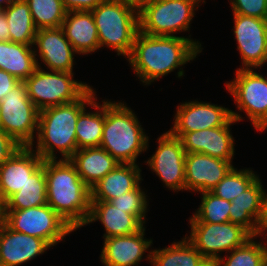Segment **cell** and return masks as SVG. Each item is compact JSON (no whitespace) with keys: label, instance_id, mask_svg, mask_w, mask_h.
<instances>
[{"label":"cell","instance_id":"cell-1","mask_svg":"<svg viewBox=\"0 0 267 266\" xmlns=\"http://www.w3.org/2000/svg\"><path fill=\"white\" fill-rule=\"evenodd\" d=\"M201 46L191 37L153 36L138 31L127 60L137 78L149 86L176 69L178 78L185 76L182 66L195 60L202 52Z\"/></svg>","mask_w":267,"mask_h":266},{"label":"cell","instance_id":"cell-2","mask_svg":"<svg viewBox=\"0 0 267 266\" xmlns=\"http://www.w3.org/2000/svg\"><path fill=\"white\" fill-rule=\"evenodd\" d=\"M47 204L75 231L90 213L91 189L69 159L44 160Z\"/></svg>","mask_w":267,"mask_h":266},{"label":"cell","instance_id":"cell-3","mask_svg":"<svg viewBox=\"0 0 267 266\" xmlns=\"http://www.w3.org/2000/svg\"><path fill=\"white\" fill-rule=\"evenodd\" d=\"M91 88L79 99L72 103L52 106L39 111L37 142L34 151L43 160H55V151L69 159L77 151L75 126L79 114L90 106L96 98L95 90Z\"/></svg>","mask_w":267,"mask_h":266},{"label":"cell","instance_id":"cell-4","mask_svg":"<svg viewBox=\"0 0 267 266\" xmlns=\"http://www.w3.org/2000/svg\"><path fill=\"white\" fill-rule=\"evenodd\" d=\"M125 102L105 100V122L100 147L120 163L137 164L147 151V136L135 112Z\"/></svg>","mask_w":267,"mask_h":266},{"label":"cell","instance_id":"cell-5","mask_svg":"<svg viewBox=\"0 0 267 266\" xmlns=\"http://www.w3.org/2000/svg\"><path fill=\"white\" fill-rule=\"evenodd\" d=\"M100 48H111L128 58L139 31V12L118 0H106L91 10Z\"/></svg>","mask_w":267,"mask_h":266},{"label":"cell","instance_id":"cell-6","mask_svg":"<svg viewBox=\"0 0 267 266\" xmlns=\"http://www.w3.org/2000/svg\"><path fill=\"white\" fill-rule=\"evenodd\" d=\"M74 72L45 71L41 64L23 82L29 99L41 111L79 100L91 87L74 80Z\"/></svg>","mask_w":267,"mask_h":266},{"label":"cell","instance_id":"cell-7","mask_svg":"<svg viewBox=\"0 0 267 266\" xmlns=\"http://www.w3.org/2000/svg\"><path fill=\"white\" fill-rule=\"evenodd\" d=\"M202 1L205 3V0H152L139 11V31L153 36L189 32Z\"/></svg>","mask_w":267,"mask_h":266},{"label":"cell","instance_id":"cell-8","mask_svg":"<svg viewBox=\"0 0 267 266\" xmlns=\"http://www.w3.org/2000/svg\"><path fill=\"white\" fill-rule=\"evenodd\" d=\"M39 110L20 81L0 101V129L20 146H31L38 131Z\"/></svg>","mask_w":267,"mask_h":266},{"label":"cell","instance_id":"cell-9","mask_svg":"<svg viewBox=\"0 0 267 266\" xmlns=\"http://www.w3.org/2000/svg\"><path fill=\"white\" fill-rule=\"evenodd\" d=\"M3 222L11 230L45 240L51 247L75 231L48 204L23 210H5Z\"/></svg>","mask_w":267,"mask_h":266},{"label":"cell","instance_id":"cell-10","mask_svg":"<svg viewBox=\"0 0 267 266\" xmlns=\"http://www.w3.org/2000/svg\"><path fill=\"white\" fill-rule=\"evenodd\" d=\"M190 226L186 239L211 265L222 257V252L229 254L252 237L241 225L231 222H190Z\"/></svg>","mask_w":267,"mask_h":266},{"label":"cell","instance_id":"cell-11","mask_svg":"<svg viewBox=\"0 0 267 266\" xmlns=\"http://www.w3.org/2000/svg\"><path fill=\"white\" fill-rule=\"evenodd\" d=\"M239 112H245L254 129H267V77L254 69L236 70V77L225 83Z\"/></svg>","mask_w":267,"mask_h":266},{"label":"cell","instance_id":"cell-12","mask_svg":"<svg viewBox=\"0 0 267 266\" xmlns=\"http://www.w3.org/2000/svg\"><path fill=\"white\" fill-rule=\"evenodd\" d=\"M232 119L243 120L238 112L218 104L203 101H188L177 106L173 127L168 130L173 136L180 138L184 133L226 126Z\"/></svg>","mask_w":267,"mask_h":266},{"label":"cell","instance_id":"cell-13","mask_svg":"<svg viewBox=\"0 0 267 266\" xmlns=\"http://www.w3.org/2000/svg\"><path fill=\"white\" fill-rule=\"evenodd\" d=\"M153 155L144 161L169 190L185 191L186 152L180 138L169 131L157 138Z\"/></svg>","mask_w":267,"mask_h":266},{"label":"cell","instance_id":"cell-14","mask_svg":"<svg viewBox=\"0 0 267 266\" xmlns=\"http://www.w3.org/2000/svg\"><path fill=\"white\" fill-rule=\"evenodd\" d=\"M240 69H258L267 63V19L233 14Z\"/></svg>","mask_w":267,"mask_h":266},{"label":"cell","instance_id":"cell-15","mask_svg":"<svg viewBox=\"0 0 267 266\" xmlns=\"http://www.w3.org/2000/svg\"><path fill=\"white\" fill-rule=\"evenodd\" d=\"M33 47L37 48H34L35 56L46 65L47 70L73 72L74 56L78 53L62 27L38 29Z\"/></svg>","mask_w":267,"mask_h":266},{"label":"cell","instance_id":"cell-16","mask_svg":"<svg viewBox=\"0 0 267 266\" xmlns=\"http://www.w3.org/2000/svg\"><path fill=\"white\" fill-rule=\"evenodd\" d=\"M233 167L232 161L202 153H186L185 191H211Z\"/></svg>","mask_w":267,"mask_h":266},{"label":"cell","instance_id":"cell-17","mask_svg":"<svg viewBox=\"0 0 267 266\" xmlns=\"http://www.w3.org/2000/svg\"><path fill=\"white\" fill-rule=\"evenodd\" d=\"M237 123L232 119L226 126L184 133L180 140L186 153H202L211 157L232 161L235 153L234 137L230 126Z\"/></svg>","mask_w":267,"mask_h":266},{"label":"cell","instance_id":"cell-18","mask_svg":"<svg viewBox=\"0 0 267 266\" xmlns=\"http://www.w3.org/2000/svg\"><path fill=\"white\" fill-rule=\"evenodd\" d=\"M43 165L33 147L20 146L0 166V196L5 202L19 191L28 178Z\"/></svg>","mask_w":267,"mask_h":266},{"label":"cell","instance_id":"cell-19","mask_svg":"<svg viewBox=\"0 0 267 266\" xmlns=\"http://www.w3.org/2000/svg\"><path fill=\"white\" fill-rule=\"evenodd\" d=\"M51 246L43 239L11 230L0 224V266H19L43 255Z\"/></svg>","mask_w":267,"mask_h":266},{"label":"cell","instance_id":"cell-20","mask_svg":"<svg viewBox=\"0 0 267 266\" xmlns=\"http://www.w3.org/2000/svg\"><path fill=\"white\" fill-rule=\"evenodd\" d=\"M144 235L145 226L130 235L105 238L100 261L104 266L138 265L153 243Z\"/></svg>","mask_w":267,"mask_h":266},{"label":"cell","instance_id":"cell-21","mask_svg":"<svg viewBox=\"0 0 267 266\" xmlns=\"http://www.w3.org/2000/svg\"><path fill=\"white\" fill-rule=\"evenodd\" d=\"M138 164L119 163L91 188V201H107L134 190L143 181Z\"/></svg>","mask_w":267,"mask_h":266},{"label":"cell","instance_id":"cell-22","mask_svg":"<svg viewBox=\"0 0 267 266\" xmlns=\"http://www.w3.org/2000/svg\"><path fill=\"white\" fill-rule=\"evenodd\" d=\"M100 221L104 227L103 238L130 235L138 232L144 225L127 210L116 208L111 202L91 201L90 213L85 225Z\"/></svg>","mask_w":267,"mask_h":266},{"label":"cell","instance_id":"cell-23","mask_svg":"<svg viewBox=\"0 0 267 266\" xmlns=\"http://www.w3.org/2000/svg\"><path fill=\"white\" fill-rule=\"evenodd\" d=\"M66 38L78 55L100 49L98 31L91 11H69L62 23Z\"/></svg>","mask_w":267,"mask_h":266},{"label":"cell","instance_id":"cell-24","mask_svg":"<svg viewBox=\"0 0 267 266\" xmlns=\"http://www.w3.org/2000/svg\"><path fill=\"white\" fill-rule=\"evenodd\" d=\"M265 196L266 190L258 177L244 192L231 201L230 222L241 225L254 236Z\"/></svg>","mask_w":267,"mask_h":266},{"label":"cell","instance_id":"cell-25","mask_svg":"<svg viewBox=\"0 0 267 266\" xmlns=\"http://www.w3.org/2000/svg\"><path fill=\"white\" fill-rule=\"evenodd\" d=\"M69 160L90 189L120 163L100 146L78 149Z\"/></svg>","mask_w":267,"mask_h":266},{"label":"cell","instance_id":"cell-26","mask_svg":"<svg viewBox=\"0 0 267 266\" xmlns=\"http://www.w3.org/2000/svg\"><path fill=\"white\" fill-rule=\"evenodd\" d=\"M37 64L39 59L35 56L33 46L11 41L0 42V70L24 81L36 70Z\"/></svg>","mask_w":267,"mask_h":266},{"label":"cell","instance_id":"cell-27","mask_svg":"<svg viewBox=\"0 0 267 266\" xmlns=\"http://www.w3.org/2000/svg\"><path fill=\"white\" fill-rule=\"evenodd\" d=\"M169 247L152 249L146 256L153 266H212L186 239Z\"/></svg>","mask_w":267,"mask_h":266},{"label":"cell","instance_id":"cell-28","mask_svg":"<svg viewBox=\"0 0 267 266\" xmlns=\"http://www.w3.org/2000/svg\"><path fill=\"white\" fill-rule=\"evenodd\" d=\"M96 100L97 97L90 104L96 112H87L85 108L78 116L75 126L77 150L99 147L101 144L105 122V100L102 101L103 104Z\"/></svg>","mask_w":267,"mask_h":266},{"label":"cell","instance_id":"cell-29","mask_svg":"<svg viewBox=\"0 0 267 266\" xmlns=\"http://www.w3.org/2000/svg\"><path fill=\"white\" fill-rule=\"evenodd\" d=\"M47 204L46 176L43 165L34 172L26 184L5 201V210H23Z\"/></svg>","mask_w":267,"mask_h":266},{"label":"cell","instance_id":"cell-30","mask_svg":"<svg viewBox=\"0 0 267 266\" xmlns=\"http://www.w3.org/2000/svg\"><path fill=\"white\" fill-rule=\"evenodd\" d=\"M3 10L7 16L10 41L33 46L38 29L25 0H18Z\"/></svg>","mask_w":267,"mask_h":266},{"label":"cell","instance_id":"cell-31","mask_svg":"<svg viewBox=\"0 0 267 266\" xmlns=\"http://www.w3.org/2000/svg\"><path fill=\"white\" fill-rule=\"evenodd\" d=\"M252 236L242 246H239L229 255L219 258L212 266H266L267 265V241L257 242Z\"/></svg>","mask_w":267,"mask_h":266},{"label":"cell","instance_id":"cell-32","mask_svg":"<svg viewBox=\"0 0 267 266\" xmlns=\"http://www.w3.org/2000/svg\"><path fill=\"white\" fill-rule=\"evenodd\" d=\"M37 29L58 28L66 16L63 0H25Z\"/></svg>","mask_w":267,"mask_h":266},{"label":"cell","instance_id":"cell-33","mask_svg":"<svg viewBox=\"0 0 267 266\" xmlns=\"http://www.w3.org/2000/svg\"><path fill=\"white\" fill-rule=\"evenodd\" d=\"M201 204L189 222L225 223L230 222L231 202L222 199L211 191L201 192Z\"/></svg>","mask_w":267,"mask_h":266},{"label":"cell","instance_id":"cell-34","mask_svg":"<svg viewBox=\"0 0 267 266\" xmlns=\"http://www.w3.org/2000/svg\"><path fill=\"white\" fill-rule=\"evenodd\" d=\"M252 169L232 168L226 176L211 190L216 196L227 201H233L246 190L257 178Z\"/></svg>","mask_w":267,"mask_h":266},{"label":"cell","instance_id":"cell-35","mask_svg":"<svg viewBox=\"0 0 267 266\" xmlns=\"http://www.w3.org/2000/svg\"><path fill=\"white\" fill-rule=\"evenodd\" d=\"M116 208L127 210V213L133 214L143 225L146 222V213L148 212V198L139 184L134 190L123 193L110 201Z\"/></svg>","mask_w":267,"mask_h":266},{"label":"cell","instance_id":"cell-36","mask_svg":"<svg viewBox=\"0 0 267 266\" xmlns=\"http://www.w3.org/2000/svg\"><path fill=\"white\" fill-rule=\"evenodd\" d=\"M233 14L267 19V0H230Z\"/></svg>","mask_w":267,"mask_h":266},{"label":"cell","instance_id":"cell-37","mask_svg":"<svg viewBox=\"0 0 267 266\" xmlns=\"http://www.w3.org/2000/svg\"><path fill=\"white\" fill-rule=\"evenodd\" d=\"M20 147L10 136L0 129V166Z\"/></svg>","mask_w":267,"mask_h":266},{"label":"cell","instance_id":"cell-38","mask_svg":"<svg viewBox=\"0 0 267 266\" xmlns=\"http://www.w3.org/2000/svg\"><path fill=\"white\" fill-rule=\"evenodd\" d=\"M106 0H63L64 7L69 11H91Z\"/></svg>","mask_w":267,"mask_h":266},{"label":"cell","instance_id":"cell-39","mask_svg":"<svg viewBox=\"0 0 267 266\" xmlns=\"http://www.w3.org/2000/svg\"><path fill=\"white\" fill-rule=\"evenodd\" d=\"M19 82L20 80L13 75L4 70H0V101L7 95V92L11 91Z\"/></svg>","mask_w":267,"mask_h":266},{"label":"cell","instance_id":"cell-40","mask_svg":"<svg viewBox=\"0 0 267 266\" xmlns=\"http://www.w3.org/2000/svg\"><path fill=\"white\" fill-rule=\"evenodd\" d=\"M266 231H267V193L263 201L262 212H261L260 219L258 221V225H257L256 232L254 234V237L259 238L260 235L262 236L263 234L264 239H265V237L267 238V236H265L267 235Z\"/></svg>","mask_w":267,"mask_h":266},{"label":"cell","instance_id":"cell-41","mask_svg":"<svg viewBox=\"0 0 267 266\" xmlns=\"http://www.w3.org/2000/svg\"><path fill=\"white\" fill-rule=\"evenodd\" d=\"M10 41L7 16L3 9H0V42Z\"/></svg>","mask_w":267,"mask_h":266},{"label":"cell","instance_id":"cell-42","mask_svg":"<svg viewBox=\"0 0 267 266\" xmlns=\"http://www.w3.org/2000/svg\"><path fill=\"white\" fill-rule=\"evenodd\" d=\"M123 4L134 8L136 11H141L152 0H118Z\"/></svg>","mask_w":267,"mask_h":266},{"label":"cell","instance_id":"cell-43","mask_svg":"<svg viewBox=\"0 0 267 266\" xmlns=\"http://www.w3.org/2000/svg\"><path fill=\"white\" fill-rule=\"evenodd\" d=\"M17 1L18 0H0V9H5L8 5L13 4Z\"/></svg>","mask_w":267,"mask_h":266},{"label":"cell","instance_id":"cell-44","mask_svg":"<svg viewBox=\"0 0 267 266\" xmlns=\"http://www.w3.org/2000/svg\"><path fill=\"white\" fill-rule=\"evenodd\" d=\"M4 211H5V202L2 200L0 196V220L3 222L4 220Z\"/></svg>","mask_w":267,"mask_h":266}]
</instances>
